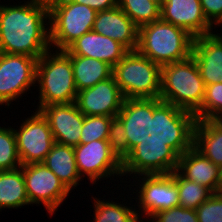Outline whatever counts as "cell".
I'll list each match as a JSON object with an SVG mask.
<instances>
[{"label": "cell", "instance_id": "obj_7", "mask_svg": "<svg viewBox=\"0 0 222 222\" xmlns=\"http://www.w3.org/2000/svg\"><path fill=\"white\" fill-rule=\"evenodd\" d=\"M179 155L167 145L160 133H151L122 161L123 176L170 174L177 170Z\"/></svg>", "mask_w": 222, "mask_h": 222}, {"label": "cell", "instance_id": "obj_26", "mask_svg": "<svg viewBox=\"0 0 222 222\" xmlns=\"http://www.w3.org/2000/svg\"><path fill=\"white\" fill-rule=\"evenodd\" d=\"M94 201L93 221L91 222H141L137 215L135 205L127 206V202L121 204L118 202L101 200L100 198L91 197Z\"/></svg>", "mask_w": 222, "mask_h": 222}, {"label": "cell", "instance_id": "obj_21", "mask_svg": "<svg viewBox=\"0 0 222 222\" xmlns=\"http://www.w3.org/2000/svg\"><path fill=\"white\" fill-rule=\"evenodd\" d=\"M195 114L178 108L160 98H153V117H150L149 134L167 130H194Z\"/></svg>", "mask_w": 222, "mask_h": 222}, {"label": "cell", "instance_id": "obj_12", "mask_svg": "<svg viewBox=\"0 0 222 222\" xmlns=\"http://www.w3.org/2000/svg\"><path fill=\"white\" fill-rule=\"evenodd\" d=\"M23 176L30 204H43L50 216L71 193L44 163L23 165Z\"/></svg>", "mask_w": 222, "mask_h": 222}, {"label": "cell", "instance_id": "obj_9", "mask_svg": "<svg viewBox=\"0 0 222 222\" xmlns=\"http://www.w3.org/2000/svg\"><path fill=\"white\" fill-rule=\"evenodd\" d=\"M37 59L0 52V105L10 106L35 88Z\"/></svg>", "mask_w": 222, "mask_h": 222}, {"label": "cell", "instance_id": "obj_13", "mask_svg": "<svg viewBox=\"0 0 222 222\" xmlns=\"http://www.w3.org/2000/svg\"><path fill=\"white\" fill-rule=\"evenodd\" d=\"M125 98L113 75L77 92L76 105L84 116L117 117Z\"/></svg>", "mask_w": 222, "mask_h": 222}, {"label": "cell", "instance_id": "obj_34", "mask_svg": "<svg viewBox=\"0 0 222 222\" xmlns=\"http://www.w3.org/2000/svg\"><path fill=\"white\" fill-rule=\"evenodd\" d=\"M195 211L198 222H222V193H213Z\"/></svg>", "mask_w": 222, "mask_h": 222}, {"label": "cell", "instance_id": "obj_5", "mask_svg": "<svg viewBox=\"0 0 222 222\" xmlns=\"http://www.w3.org/2000/svg\"><path fill=\"white\" fill-rule=\"evenodd\" d=\"M112 75L125 99L160 98L161 66L137 51H129Z\"/></svg>", "mask_w": 222, "mask_h": 222}, {"label": "cell", "instance_id": "obj_23", "mask_svg": "<svg viewBox=\"0 0 222 222\" xmlns=\"http://www.w3.org/2000/svg\"><path fill=\"white\" fill-rule=\"evenodd\" d=\"M43 163L69 191L80 185L82 178L77 170L73 146L55 143Z\"/></svg>", "mask_w": 222, "mask_h": 222}, {"label": "cell", "instance_id": "obj_6", "mask_svg": "<svg viewBox=\"0 0 222 222\" xmlns=\"http://www.w3.org/2000/svg\"><path fill=\"white\" fill-rule=\"evenodd\" d=\"M49 2L50 45L64 51L83 34L92 31L97 11L71 1Z\"/></svg>", "mask_w": 222, "mask_h": 222}, {"label": "cell", "instance_id": "obj_25", "mask_svg": "<svg viewBox=\"0 0 222 222\" xmlns=\"http://www.w3.org/2000/svg\"><path fill=\"white\" fill-rule=\"evenodd\" d=\"M31 205L26 194L23 165L14 170L0 171V211Z\"/></svg>", "mask_w": 222, "mask_h": 222}, {"label": "cell", "instance_id": "obj_28", "mask_svg": "<svg viewBox=\"0 0 222 222\" xmlns=\"http://www.w3.org/2000/svg\"><path fill=\"white\" fill-rule=\"evenodd\" d=\"M118 6L138 28L160 19L161 8L150 0H118Z\"/></svg>", "mask_w": 222, "mask_h": 222}, {"label": "cell", "instance_id": "obj_24", "mask_svg": "<svg viewBox=\"0 0 222 222\" xmlns=\"http://www.w3.org/2000/svg\"><path fill=\"white\" fill-rule=\"evenodd\" d=\"M68 56L71 58L77 91L91 88L112 76L113 68L103 61L79 55Z\"/></svg>", "mask_w": 222, "mask_h": 222}, {"label": "cell", "instance_id": "obj_30", "mask_svg": "<svg viewBox=\"0 0 222 222\" xmlns=\"http://www.w3.org/2000/svg\"><path fill=\"white\" fill-rule=\"evenodd\" d=\"M196 120H222V83L205 86L201 109L195 114Z\"/></svg>", "mask_w": 222, "mask_h": 222}, {"label": "cell", "instance_id": "obj_3", "mask_svg": "<svg viewBox=\"0 0 222 222\" xmlns=\"http://www.w3.org/2000/svg\"><path fill=\"white\" fill-rule=\"evenodd\" d=\"M35 83L39 86L36 111L47 105L76 101L78 91L71 58L64 51L50 49L37 60Z\"/></svg>", "mask_w": 222, "mask_h": 222}, {"label": "cell", "instance_id": "obj_15", "mask_svg": "<svg viewBox=\"0 0 222 222\" xmlns=\"http://www.w3.org/2000/svg\"><path fill=\"white\" fill-rule=\"evenodd\" d=\"M40 112L48 120L55 143L67 146L80 144L84 115L75 102L71 104H51Z\"/></svg>", "mask_w": 222, "mask_h": 222}, {"label": "cell", "instance_id": "obj_16", "mask_svg": "<svg viewBox=\"0 0 222 222\" xmlns=\"http://www.w3.org/2000/svg\"><path fill=\"white\" fill-rule=\"evenodd\" d=\"M222 31V30H221ZM192 56L205 86L222 83V33L194 38Z\"/></svg>", "mask_w": 222, "mask_h": 222}, {"label": "cell", "instance_id": "obj_35", "mask_svg": "<svg viewBox=\"0 0 222 222\" xmlns=\"http://www.w3.org/2000/svg\"><path fill=\"white\" fill-rule=\"evenodd\" d=\"M148 222H198V218L194 209L176 206L157 212Z\"/></svg>", "mask_w": 222, "mask_h": 222}, {"label": "cell", "instance_id": "obj_22", "mask_svg": "<svg viewBox=\"0 0 222 222\" xmlns=\"http://www.w3.org/2000/svg\"><path fill=\"white\" fill-rule=\"evenodd\" d=\"M193 147L222 169V120H197Z\"/></svg>", "mask_w": 222, "mask_h": 222}, {"label": "cell", "instance_id": "obj_1", "mask_svg": "<svg viewBox=\"0 0 222 222\" xmlns=\"http://www.w3.org/2000/svg\"><path fill=\"white\" fill-rule=\"evenodd\" d=\"M20 3L0 4V52L38 60L51 49L49 2L28 0Z\"/></svg>", "mask_w": 222, "mask_h": 222}, {"label": "cell", "instance_id": "obj_18", "mask_svg": "<svg viewBox=\"0 0 222 222\" xmlns=\"http://www.w3.org/2000/svg\"><path fill=\"white\" fill-rule=\"evenodd\" d=\"M64 52L98 59L113 68L129 51L112 38L92 30L74 41Z\"/></svg>", "mask_w": 222, "mask_h": 222}, {"label": "cell", "instance_id": "obj_31", "mask_svg": "<svg viewBox=\"0 0 222 222\" xmlns=\"http://www.w3.org/2000/svg\"><path fill=\"white\" fill-rule=\"evenodd\" d=\"M113 117L85 116L81 128L80 144L90 143L93 140H107Z\"/></svg>", "mask_w": 222, "mask_h": 222}, {"label": "cell", "instance_id": "obj_39", "mask_svg": "<svg viewBox=\"0 0 222 222\" xmlns=\"http://www.w3.org/2000/svg\"><path fill=\"white\" fill-rule=\"evenodd\" d=\"M219 192L222 193V173H221V184H220V187H219Z\"/></svg>", "mask_w": 222, "mask_h": 222}, {"label": "cell", "instance_id": "obj_36", "mask_svg": "<svg viewBox=\"0 0 222 222\" xmlns=\"http://www.w3.org/2000/svg\"><path fill=\"white\" fill-rule=\"evenodd\" d=\"M206 20L214 28L222 25V0H200Z\"/></svg>", "mask_w": 222, "mask_h": 222}, {"label": "cell", "instance_id": "obj_33", "mask_svg": "<svg viewBox=\"0 0 222 222\" xmlns=\"http://www.w3.org/2000/svg\"><path fill=\"white\" fill-rule=\"evenodd\" d=\"M160 136L179 156L193 147L194 130L161 131Z\"/></svg>", "mask_w": 222, "mask_h": 222}, {"label": "cell", "instance_id": "obj_38", "mask_svg": "<svg viewBox=\"0 0 222 222\" xmlns=\"http://www.w3.org/2000/svg\"><path fill=\"white\" fill-rule=\"evenodd\" d=\"M150 1L156 3L161 8L164 0H150Z\"/></svg>", "mask_w": 222, "mask_h": 222}, {"label": "cell", "instance_id": "obj_29", "mask_svg": "<svg viewBox=\"0 0 222 222\" xmlns=\"http://www.w3.org/2000/svg\"><path fill=\"white\" fill-rule=\"evenodd\" d=\"M13 127L0 126V171L21 167Z\"/></svg>", "mask_w": 222, "mask_h": 222}, {"label": "cell", "instance_id": "obj_14", "mask_svg": "<svg viewBox=\"0 0 222 222\" xmlns=\"http://www.w3.org/2000/svg\"><path fill=\"white\" fill-rule=\"evenodd\" d=\"M160 18L186 30L194 38L213 33L205 18L200 0H164Z\"/></svg>", "mask_w": 222, "mask_h": 222}, {"label": "cell", "instance_id": "obj_17", "mask_svg": "<svg viewBox=\"0 0 222 222\" xmlns=\"http://www.w3.org/2000/svg\"><path fill=\"white\" fill-rule=\"evenodd\" d=\"M92 30L119 42L128 51L137 49L139 28L118 5L99 11Z\"/></svg>", "mask_w": 222, "mask_h": 222}, {"label": "cell", "instance_id": "obj_20", "mask_svg": "<svg viewBox=\"0 0 222 222\" xmlns=\"http://www.w3.org/2000/svg\"><path fill=\"white\" fill-rule=\"evenodd\" d=\"M177 171L188 180L219 192L222 169L204 157L194 147L179 156Z\"/></svg>", "mask_w": 222, "mask_h": 222}, {"label": "cell", "instance_id": "obj_32", "mask_svg": "<svg viewBox=\"0 0 222 222\" xmlns=\"http://www.w3.org/2000/svg\"><path fill=\"white\" fill-rule=\"evenodd\" d=\"M107 140L112 151L123 161L129 154V147L123 123L118 117L111 120Z\"/></svg>", "mask_w": 222, "mask_h": 222}, {"label": "cell", "instance_id": "obj_10", "mask_svg": "<svg viewBox=\"0 0 222 222\" xmlns=\"http://www.w3.org/2000/svg\"><path fill=\"white\" fill-rule=\"evenodd\" d=\"M74 153L81 178L87 176L92 185L101 179L123 176L122 161L112 151L108 140H93L90 143L79 144L74 146Z\"/></svg>", "mask_w": 222, "mask_h": 222}, {"label": "cell", "instance_id": "obj_11", "mask_svg": "<svg viewBox=\"0 0 222 222\" xmlns=\"http://www.w3.org/2000/svg\"><path fill=\"white\" fill-rule=\"evenodd\" d=\"M21 165L43 163L55 144L48 120L40 111L22 120L20 127L13 128Z\"/></svg>", "mask_w": 222, "mask_h": 222}, {"label": "cell", "instance_id": "obj_8", "mask_svg": "<svg viewBox=\"0 0 222 222\" xmlns=\"http://www.w3.org/2000/svg\"><path fill=\"white\" fill-rule=\"evenodd\" d=\"M136 181L137 185L135 184ZM132 182H134V185L131 184V186H137L136 192L138 194L136 195L137 198L134 199L136 203L138 200L136 206L140 211L136 208V212L141 222H145L143 220L148 222L159 211L179 206V191L171 173L138 175V177L133 178ZM141 214L142 216H140Z\"/></svg>", "mask_w": 222, "mask_h": 222}, {"label": "cell", "instance_id": "obj_2", "mask_svg": "<svg viewBox=\"0 0 222 222\" xmlns=\"http://www.w3.org/2000/svg\"><path fill=\"white\" fill-rule=\"evenodd\" d=\"M193 42L194 37L186 30L160 18L139 28L136 51L163 66L189 58Z\"/></svg>", "mask_w": 222, "mask_h": 222}, {"label": "cell", "instance_id": "obj_37", "mask_svg": "<svg viewBox=\"0 0 222 222\" xmlns=\"http://www.w3.org/2000/svg\"><path fill=\"white\" fill-rule=\"evenodd\" d=\"M48 1H71L78 4L86 5L95 11H104L118 5V0H48Z\"/></svg>", "mask_w": 222, "mask_h": 222}, {"label": "cell", "instance_id": "obj_27", "mask_svg": "<svg viewBox=\"0 0 222 222\" xmlns=\"http://www.w3.org/2000/svg\"><path fill=\"white\" fill-rule=\"evenodd\" d=\"M179 191V206L196 210L213 192L203 185L185 179L177 170L171 173Z\"/></svg>", "mask_w": 222, "mask_h": 222}, {"label": "cell", "instance_id": "obj_4", "mask_svg": "<svg viewBox=\"0 0 222 222\" xmlns=\"http://www.w3.org/2000/svg\"><path fill=\"white\" fill-rule=\"evenodd\" d=\"M204 96L205 84L192 55L183 61L161 66L162 101L196 114Z\"/></svg>", "mask_w": 222, "mask_h": 222}, {"label": "cell", "instance_id": "obj_19", "mask_svg": "<svg viewBox=\"0 0 222 222\" xmlns=\"http://www.w3.org/2000/svg\"><path fill=\"white\" fill-rule=\"evenodd\" d=\"M117 117L123 123L130 153L149 135L147 128L153 117V98L125 99Z\"/></svg>", "mask_w": 222, "mask_h": 222}]
</instances>
